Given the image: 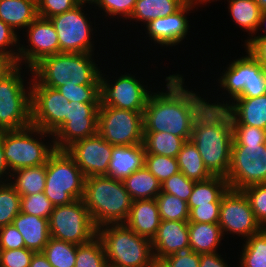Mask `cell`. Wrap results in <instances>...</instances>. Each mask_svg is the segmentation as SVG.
<instances>
[{
  "label": "cell",
  "mask_w": 266,
  "mask_h": 267,
  "mask_svg": "<svg viewBox=\"0 0 266 267\" xmlns=\"http://www.w3.org/2000/svg\"><path fill=\"white\" fill-rule=\"evenodd\" d=\"M168 94L148 98L143 111V132H167L190 140L197 116L208 105L182 87V78L169 76Z\"/></svg>",
  "instance_id": "6da1fadb"
},
{
  "label": "cell",
  "mask_w": 266,
  "mask_h": 267,
  "mask_svg": "<svg viewBox=\"0 0 266 267\" xmlns=\"http://www.w3.org/2000/svg\"><path fill=\"white\" fill-rule=\"evenodd\" d=\"M190 140L212 176L226 178L231 163V115L222 105L208 104L193 124Z\"/></svg>",
  "instance_id": "7a4b0ae2"
},
{
  "label": "cell",
  "mask_w": 266,
  "mask_h": 267,
  "mask_svg": "<svg viewBox=\"0 0 266 267\" xmlns=\"http://www.w3.org/2000/svg\"><path fill=\"white\" fill-rule=\"evenodd\" d=\"M83 200L98 229L105 223L127 220L133 201L122 180L105 175L85 178Z\"/></svg>",
  "instance_id": "3957f363"
},
{
  "label": "cell",
  "mask_w": 266,
  "mask_h": 267,
  "mask_svg": "<svg viewBox=\"0 0 266 267\" xmlns=\"http://www.w3.org/2000/svg\"><path fill=\"white\" fill-rule=\"evenodd\" d=\"M89 53L61 52L42 58L31 69L43 86L57 89L61 85H100V74Z\"/></svg>",
  "instance_id": "277c9868"
},
{
  "label": "cell",
  "mask_w": 266,
  "mask_h": 267,
  "mask_svg": "<svg viewBox=\"0 0 266 267\" xmlns=\"http://www.w3.org/2000/svg\"><path fill=\"white\" fill-rule=\"evenodd\" d=\"M85 176L66 150H56L46 162L44 194L54 206L83 199Z\"/></svg>",
  "instance_id": "5b68a950"
},
{
  "label": "cell",
  "mask_w": 266,
  "mask_h": 267,
  "mask_svg": "<svg viewBox=\"0 0 266 267\" xmlns=\"http://www.w3.org/2000/svg\"><path fill=\"white\" fill-rule=\"evenodd\" d=\"M107 260L113 267H149L155 260L150 256L151 240L138 235L123 224L105 229L98 234Z\"/></svg>",
  "instance_id": "8992f818"
},
{
  "label": "cell",
  "mask_w": 266,
  "mask_h": 267,
  "mask_svg": "<svg viewBox=\"0 0 266 267\" xmlns=\"http://www.w3.org/2000/svg\"><path fill=\"white\" fill-rule=\"evenodd\" d=\"M49 231L52 238L81 245L98 236L100 230L84 200L78 199L67 205L54 206L49 218Z\"/></svg>",
  "instance_id": "52a82bcc"
},
{
  "label": "cell",
  "mask_w": 266,
  "mask_h": 267,
  "mask_svg": "<svg viewBox=\"0 0 266 267\" xmlns=\"http://www.w3.org/2000/svg\"><path fill=\"white\" fill-rule=\"evenodd\" d=\"M229 188L242 190L266 183L264 144H232L231 163L226 176Z\"/></svg>",
  "instance_id": "ba28073f"
},
{
  "label": "cell",
  "mask_w": 266,
  "mask_h": 267,
  "mask_svg": "<svg viewBox=\"0 0 266 267\" xmlns=\"http://www.w3.org/2000/svg\"><path fill=\"white\" fill-rule=\"evenodd\" d=\"M18 70L16 65L0 80V131L19 130L32 125L31 95L26 97Z\"/></svg>",
  "instance_id": "9c48e42d"
},
{
  "label": "cell",
  "mask_w": 266,
  "mask_h": 267,
  "mask_svg": "<svg viewBox=\"0 0 266 267\" xmlns=\"http://www.w3.org/2000/svg\"><path fill=\"white\" fill-rule=\"evenodd\" d=\"M97 132L112 146L143 142V112L100 106Z\"/></svg>",
  "instance_id": "30bf717a"
},
{
  "label": "cell",
  "mask_w": 266,
  "mask_h": 267,
  "mask_svg": "<svg viewBox=\"0 0 266 267\" xmlns=\"http://www.w3.org/2000/svg\"><path fill=\"white\" fill-rule=\"evenodd\" d=\"M49 133L36 126H29L19 130L3 131V151L7 166L12 170L23 167H35L45 165L49 156L55 151V147L47 149L38 141H35L24 131Z\"/></svg>",
  "instance_id": "8fae6325"
},
{
  "label": "cell",
  "mask_w": 266,
  "mask_h": 267,
  "mask_svg": "<svg viewBox=\"0 0 266 267\" xmlns=\"http://www.w3.org/2000/svg\"><path fill=\"white\" fill-rule=\"evenodd\" d=\"M31 95V122L33 126L55 133L65 121L69 101L57 90L35 84Z\"/></svg>",
  "instance_id": "7c38bea8"
},
{
  "label": "cell",
  "mask_w": 266,
  "mask_h": 267,
  "mask_svg": "<svg viewBox=\"0 0 266 267\" xmlns=\"http://www.w3.org/2000/svg\"><path fill=\"white\" fill-rule=\"evenodd\" d=\"M222 79L232 97L254 98L266 94V71L249 54L234 61Z\"/></svg>",
  "instance_id": "4fadbf2b"
},
{
  "label": "cell",
  "mask_w": 266,
  "mask_h": 267,
  "mask_svg": "<svg viewBox=\"0 0 266 267\" xmlns=\"http://www.w3.org/2000/svg\"><path fill=\"white\" fill-rule=\"evenodd\" d=\"M218 224L221 231L228 229L248 237L263 230L244 192L231 188L222 196Z\"/></svg>",
  "instance_id": "5bb4252c"
},
{
  "label": "cell",
  "mask_w": 266,
  "mask_h": 267,
  "mask_svg": "<svg viewBox=\"0 0 266 267\" xmlns=\"http://www.w3.org/2000/svg\"><path fill=\"white\" fill-rule=\"evenodd\" d=\"M100 103L69 102L67 121L55 132L66 143L54 144L56 150H66L67 146L97 133Z\"/></svg>",
  "instance_id": "9a60e30c"
},
{
  "label": "cell",
  "mask_w": 266,
  "mask_h": 267,
  "mask_svg": "<svg viewBox=\"0 0 266 267\" xmlns=\"http://www.w3.org/2000/svg\"><path fill=\"white\" fill-rule=\"evenodd\" d=\"M67 153L74 159L85 177L107 175L112 154V145L97 132L67 147Z\"/></svg>",
  "instance_id": "2e32d148"
},
{
  "label": "cell",
  "mask_w": 266,
  "mask_h": 267,
  "mask_svg": "<svg viewBox=\"0 0 266 267\" xmlns=\"http://www.w3.org/2000/svg\"><path fill=\"white\" fill-rule=\"evenodd\" d=\"M81 4L70 11L49 18L57 32L60 53H89L91 51L90 25L81 13L79 8Z\"/></svg>",
  "instance_id": "e0dca14e"
},
{
  "label": "cell",
  "mask_w": 266,
  "mask_h": 267,
  "mask_svg": "<svg viewBox=\"0 0 266 267\" xmlns=\"http://www.w3.org/2000/svg\"><path fill=\"white\" fill-rule=\"evenodd\" d=\"M149 94L134 78L122 76L112 88L100 77V106L143 112Z\"/></svg>",
  "instance_id": "ac0fdd59"
},
{
  "label": "cell",
  "mask_w": 266,
  "mask_h": 267,
  "mask_svg": "<svg viewBox=\"0 0 266 267\" xmlns=\"http://www.w3.org/2000/svg\"><path fill=\"white\" fill-rule=\"evenodd\" d=\"M151 245L155 246L158 252L153 255L156 260L189 250L188 221L161 220L157 233L151 240Z\"/></svg>",
  "instance_id": "d6986e66"
},
{
  "label": "cell",
  "mask_w": 266,
  "mask_h": 267,
  "mask_svg": "<svg viewBox=\"0 0 266 267\" xmlns=\"http://www.w3.org/2000/svg\"><path fill=\"white\" fill-rule=\"evenodd\" d=\"M28 27H30L29 39L31 40L34 48L33 50L28 49V51L22 52L30 63L29 67L32 68L46 56L60 53L57 32L50 19L38 16L32 23L29 24Z\"/></svg>",
  "instance_id": "ffe728a7"
},
{
  "label": "cell",
  "mask_w": 266,
  "mask_h": 267,
  "mask_svg": "<svg viewBox=\"0 0 266 267\" xmlns=\"http://www.w3.org/2000/svg\"><path fill=\"white\" fill-rule=\"evenodd\" d=\"M145 149L142 144L112 146L107 177L124 180L145 166Z\"/></svg>",
  "instance_id": "44dd1931"
},
{
  "label": "cell",
  "mask_w": 266,
  "mask_h": 267,
  "mask_svg": "<svg viewBox=\"0 0 266 267\" xmlns=\"http://www.w3.org/2000/svg\"><path fill=\"white\" fill-rule=\"evenodd\" d=\"M127 222L129 229L152 240L161 222L156 199L133 200Z\"/></svg>",
  "instance_id": "7402d4cb"
},
{
  "label": "cell",
  "mask_w": 266,
  "mask_h": 267,
  "mask_svg": "<svg viewBox=\"0 0 266 267\" xmlns=\"http://www.w3.org/2000/svg\"><path fill=\"white\" fill-rule=\"evenodd\" d=\"M191 4H184L174 14L158 17L149 23V34L161 44H174L182 40L187 32V20L183 13L190 8Z\"/></svg>",
  "instance_id": "603a6c76"
},
{
  "label": "cell",
  "mask_w": 266,
  "mask_h": 267,
  "mask_svg": "<svg viewBox=\"0 0 266 267\" xmlns=\"http://www.w3.org/2000/svg\"><path fill=\"white\" fill-rule=\"evenodd\" d=\"M12 224L23 236L27 249L42 252L50 239L49 219L19 212Z\"/></svg>",
  "instance_id": "cb8c5ba5"
},
{
  "label": "cell",
  "mask_w": 266,
  "mask_h": 267,
  "mask_svg": "<svg viewBox=\"0 0 266 267\" xmlns=\"http://www.w3.org/2000/svg\"><path fill=\"white\" fill-rule=\"evenodd\" d=\"M238 104L226 106L232 126H253L266 130V94L254 98H236ZM235 115L240 118L237 119Z\"/></svg>",
  "instance_id": "d4e9b609"
},
{
  "label": "cell",
  "mask_w": 266,
  "mask_h": 267,
  "mask_svg": "<svg viewBox=\"0 0 266 267\" xmlns=\"http://www.w3.org/2000/svg\"><path fill=\"white\" fill-rule=\"evenodd\" d=\"M37 17L36 0H0V20L12 29L29 26Z\"/></svg>",
  "instance_id": "484cf974"
},
{
  "label": "cell",
  "mask_w": 266,
  "mask_h": 267,
  "mask_svg": "<svg viewBox=\"0 0 266 267\" xmlns=\"http://www.w3.org/2000/svg\"><path fill=\"white\" fill-rule=\"evenodd\" d=\"M190 250L196 253H214L222 236L218 223L188 222Z\"/></svg>",
  "instance_id": "4316f807"
},
{
  "label": "cell",
  "mask_w": 266,
  "mask_h": 267,
  "mask_svg": "<svg viewBox=\"0 0 266 267\" xmlns=\"http://www.w3.org/2000/svg\"><path fill=\"white\" fill-rule=\"evenodd\" d=\"M123 183L132 200L155 199L161 192V183L146 166L133 172Z\"/></svg>",
  "instance_id": "83f0119b"
},
{
  "label": "cell",
  "mask_w": 266,
  "mask_h": 267,
  "mask_svg": "<svg viewBox=\"0 0 266 267\" xmlns=\"http://www.w3.org/2000/svg\"><path fill=\"white\" fill-rule=\"evenodd\" d=\"M228 188L229 185L226 178L221 176H211L206 180L195 182L187 202L189 211L194 207L208 204L209 202H221L222 196Z\"/></svg>",
  "instance_id": "f1b7e54d"
},
{
  "label": "cell",
  "mask_w": 266,
  "mask_h": 267,
  "mask_svg": "<svg viewBox=\"0 0 266 267\" xmlns=\"http://www.w3.org/2000/svg\"><path fill=\"white\" fill-rule=\"evenodd\" d=\"M179 171L189 180L203 181L212 175L206 169L197 147L191 140L186 141L177 156Z\"/></svg>",
  "instance_id": "f546056e"
},
{
  "label": "cell",
  "mask_w": 266,
  "mask_h": 267,
  "mask_svg": "<svg viewBox=\"0 0 266 267\" xmlns=\"http://www.w3.org/2000/svg\"><path fill=\"white\" fill-rule=\"evenodd\" d=\"M185 142L182 137L167 132H143L142 143L146 154L177 158Z\"/></svg>",
  "instance_id": "4dcf8cb0"
},
{
  "label": "cell",
  "mask_w": 266,
  "mask_h": 267,
  "mask_svg": "<svg viewBox=\"0 0 266 267\" xmlns=\"http://www.w3.org/2000/svg\"><path fill=\"white\" fill-rule=\"evenodd\" d=\"M184 4L181 0H137L131 17L149 23L158 17L174 14Z\"/></svg>",
  "instance_id": "1f68e13d"
},
{
  "label": "cell",
  "mask_w": 266,
  "mask_h": 267,
  "mask_svg": "<svg viewBox=\"0 0 266 267\" xmlns=\"http://www.w3.org/2000/svg\"><path fill=\"white\" fill-rule=\"evenodd\" d=\"M19 174L12 186L20 196L44 192L46 183V164L35 167H23L15 170Z\"/></svg>",
  "instance_id": "d6a6232c"
},
{
  "label": "cell",
  "mask_w": 266,
  "mask_h": 267,
  "mask_svg": "<svg viewBox=\"0 0 266 267\" xmlns=\"http://www.w3.org/2000/svg\"><path fill=\"white\" fill-rule=\"evenodd\" d=\"M77 245L50 237L42 250L52 267H75Z\"/></svg>",
  "instance_id": "836d02e7"
},
{
  "label": "cell",
  "mask_w": 266,
  "mask_h": 267,
  "mask_svg": "<svg viewBox=\"0 0 266 267\" xmlns=\"http://www.w3.org/2000/svg\"><path fill=\"white\" fill-rule=\"evenodd\" d=\"M161 220L188 221V203L175 195L160 192L155 198Z\"/></svg>",
  "instance_id": "e575fe53"
},
{
  "label": "cell",
  "mask_w": 266,
  "mask_h": 267,
  "mask_svg": "<svg viewBox=\"0 0 266 267\" xmlns=\"http://www.w3.org/2000/svg\"><path fill=\"white\" fill-rule=\"evenodd\" d=\"M230 10L239 25L251 31L257 29L261 10L254 0H231Z\"/></svg>",
  "instance_id": "d590c367"
},
{
  "label": "cell",
  "mask_w": 266,
  "mask_h": 267,
  "mask_svg": "<svg viewBox=\"0 0 266 267\" xmlns=\"http://www.w3.org/2000/svg\"><path fill=\"white\" fill-rule=\"evenodd\" d=\"M106 259L100 239L77 245L75 267H107Z\"/></svg>",
  "instance_id": "8d00e7d4"
},
{
  "label": "cell",
  "mask_w": 266,
  "mask_h": 267,
  "mask_svg": "<svg viewBox=\"0 0 266 267\" xmlns=\"http://www.w3.org/2000/svg\"><path fill=\"white\" fill-rule=\"evenodd\" d=\"M248 239L242 256V267H266V228Z\"/></svg>",
  "instance_id": "74e56055"
},
{
  "label": "cell",
  "mask_w": 266,
  "mask_h": 267,
  "mask_svg": "<svg viewBox=\"0 0 266 267\" xmlns=\"http://www.w3.org/2000/svg\"><path fill=\"white\" fill-rule=\"evenodd\" d=\"M21 196L12 185L0 186V228L10 225L20 212Z\"/></svg>",
  "instance_id": "f35d334b"
},
{
  "label": "cell",
  "mask_w": 266,
  "mask_h": 267,
  "mask_svg": "<svg viewBox=\"0 0 266 267\" xmlns=\"http://www.w3.org/2000/svg\"><path fill=\"white\" fill-rule=\"evenodd\" d=\"M145 166L160 183L179 172L177 158L164 155L146 154Z\"/></svg>",
  "instance_id": "ab89813d"
},
{
  "label": "cell",
  "mask_w": 266,
  "mask_h": 267,
  "mask_svg": "<svg viewBox=\"0 0 266 267\" xmlns=\"http://www.w3.org/2000/svg\"><path fill=\"white\" fill-rule=\"evenodd\" d=\"M57 90L69 102L100 103V85H61Z\"/></svg>",
  "instance_id": "60d3db41"
},
{
  "label": "cell",
  "mask_w": 266,
  "mask_h": 267,
  "mask_svg": "<svg viewBox=\"0 0 266 267\" xmlns=\"http://www.w3.org/2000/svg\"><path fill=\"white\" fill-rule=\"evenodd\" d=\"M53 208L54 205L43 192L21 196L20 212L49 219Z\"/></svg>",
  "instance_id": "b9f144b4"
},
{
  "label": "cell",
  "mask_w": 266,
  "mask_h": 267,
  "mask_svg": "<svg viewBox=\"0 0 266 267\" xmlns=\"http://www.w3.org/2000/svg\"><path fill=\"white\" fill-rule=\"evenodd\" d=\"M195 181L189 180L182 172H178L161 183V192L179 197L188 202Z\"/></svg>",
  "instance_id": "7bdbcfd3"
},
{
  "label": "cell",
  "mask_w": 266,
  "mask_h": 267,
  "mask_svg": "<svg viewBox=\"0 0 266 267\" xmlns=\"http://www.w3.org/2000/svg\"><path fill=\"white\" fill-rule=\"evenodd\" d=\"M246 195L256 220L262 224L266 222V183L252 185L242 189Z\"/></svg>",
  "instance_id": "ee69618b"
},
{
  "label": "cell",
  "mask_w": 266,
  "mask_h": 267,
  "mask_svg": "<svg viewBox=\"0 0 266 267\" xmlns=\"http://www.w3.org/2000/svg\"><path fill=\"white\" fill-rule=\"evenodd\" d=\"M80 3L79 0H37V13L39 17L49 19L72 10Z\"/></svg>",
  "instance_id": "f6af8a7d"
},
{
  "label": "cell",
  "mask_w": 266,
  "mask_h": 267,
  "mask_svg": "<svg viewBox=\"0 0 266 267\" xmlns=\"http://www.w3.org/2000/svg\"><path fill=\"white\" fill-rule=\"evenodd\" d=\"M232 144H264L266 130L253 126H232Z\"/></svg>",
  "instance_id": "bcb514c9"
},
{
  "label": "cell",
  "mask_w": 266,
  "mask_h": 267,
  "mask_svg": "<svg viewBox=\"0 0 266 267\" xmlns=\"http://www.w3.org/2000/svg\"><path fill=\"white\" fill-rule=\"evenodd\" d=\"M34 253L26 247L0 250V267H29Z\"/></svg>",
  "instance_id": "7dc6e473"
},
{
  "label": "cell",
  "mask_w": 266,
  "mask_h": 267,
  "mask_svg": "<svg viewBox=\"0 0 266 267\" xmlns=\"http://www.w3.org/2000/svg\"><path fill=\"white\" fill-rule=\"evenodd\" d=\"M221 202H209L189 211L188 222L218 223Z\"/></svg>",
  "instance_id": "c3c4849f"
},
{
  "label": "cell",
  "mask_w": 266,
  "mask_h": 267,
  "mask_svg": "<svg viewBox=\"0 0 266 267\" xmlns=\"http://www.w3.org/2000/svg\"><path fill=\"white\" fill-rule=\"evenodd\" d=\"M25 248V242L21 233L13 225L0 228V250Z\"/></svg>",
  "instance_id": "681fc988"
},
{
  "label": "cell",
  "mask_w": 266,
  "mask_h": 267,
  "mask_svg": "<svg viewBox=\"0 0 266 267\" xmlns=\"http://www.w3.org/2000/svg\"><path fill=\"white\" fill-rule=\"evenodd\" d=\"M162 261L168 267H199L200 254L189 249L167 256Z\"/></svg>",
  "instance_id": "f907efd6"
},
{
  "label": "cell",
  "mask_w": 266,
  "mask_h": 267,
  "mask_svg": "<svg viewBox=\"0 0 266 267\" xmlns=\"http://www.w3.org/2000/svg\"><path fill=\"white\" fill-rule=\"evenodd\" d=\"M137 0H95L97 4L102 5L105 11L110 14L123 13L131 16Z\"/></svg>",
  "instance_id": "816d5d0a"
},
{
  "label": "cell",
  "mask_w": 266,
  "mask_h": 267,
  "mask_svg": "<svg viewBox=\"0 0 266 267\" xmlns=\"http://www.w3.org/2000/svg\"><path fill=\"white\" fill-rule=\"evenodd\" d=\"M248 53L266 71V38L257 37L247 43Z\"/></svg>",
  "instance_id": "f5cc1de1"
},
{
  "label": "cell",
  "mask_w": 266,
  "mask_h": 267,
  "mask_svg": "<svg viewBox=\"0 0 266 267\" xmlns=\"http://www.w3.org/2000/svg\"><path fill=\"white\" fill-rule=\"evenodd\" d=\"M17 38L14 34L13 29L8 26L6 23H4L2 20H0V47L7 46L9 44H13V42L16 43ZM1 49V48H0ZM0 55L5 56L9 59H11L16 65L17 61L20 57L13 56L12 53L0 51Z\"/></svg>",
  "instance_id": "db71d44e"
},
{
  "label": "cell",
  "mask_w": 266,
  "mask_h": 267,
  "mask_svg": "<svg viewBox=\"0 0 266 267\" xmlns=\"http://www.w3.org/2000/svg\"><path fill=\"white\" fill-rule=\"evenodd\" d=\"M199 267H227L216 253H201Z\"/></svg>",
  "instance_id": "11a10c76"
},
{
  "label": "cell",
  "mask_w": 266,
  "mask_h": 267,
  "mask_svg": "<svg viewBox=\"0 0 266 267\" xmlns=\"http://www.w3.org/2000/svg\"><path fill=\"white\" fill-rule=\"evenodd\" d=\"M16 64L9 58L0 55V80L3 79Z\"/></svg>",
  "instance_id": "9f6ffc18"
},
{
  "label": "cell",
  "mask_w": 266,
  "mask_h": 267,
  "mask_svg": "<svg viewBox=\"0 0 266 267\" xmlns=\"http://www.w3.org/2000/svg\"><path fill=\"white\" fill-rule=\"evenodd\" d=\"M29 267H52L42 252H36L32 256Z\"/></svg>",
  "instance_id": "6f0895ef"
},
{
  "label": "cell",
  "mask_w": 266,
  "mask_h": 267,
  "mask_svg": "<svg viewBox=\"0 0 266 267\" xmlns=\"http://www.w3.org/2000/svg\"><path fill=\"white\" fill-rule=\"evenodd\" d=\"M7 161L3 151V131H0V175L7 169Z\"/></svg>",
  "instance_id": "680465c9"
},
{
  "label": "cell",
  "mask_w": 266,
  "mask_h": 267,
  "mask_svg": "<svg viewBox=\"0 0 266 267\" xmlns=\"http://www.w3.org/2000/svg\"><path fill=\"white\" fill-rule=\"evenodd\" d=\"M149 267H168L162 260H154Z\"/></svg>",
  "instance_id": "91938a15"
},
{
  "label": "cell",
  "mask_w": 266,
  "mask_h": 267,
  "mask_svg": "<svg viewBox=\"0 0 266 267\" xmlns=\"http://www.w3.org/2000/svg\"><path fill=\"white\" fill-rule=\"evenodd\" d=\"M260 7L261 11H266V0H254Z\"/></svg>",
  "instance_id": "94428289"
},
{
  "label": "cell",
  "mask_w": 266,
  "mask_h": 267,
  "mask_svg": "<svg viewBox=\"0 0 266 267\" xmlns=\"http://www.w3.org/2000/svg\"><path fill=\"white\" fill-rule=\"evenodd\" d=\"M265 20H266V11H261L260 20H259V25H260L261 23H263ZM261 37H265V38H266V35L261 36Z\"/></svg>",
  "instance_id": "6125c7cd"
},
{
  "label": "cell",
  "mask_w": 266,
  "mask_h": 267,
  "mask_svg": "<svg viewBox=\"0 0 266 267\" xmlns=\"http://www.w3.org/2000/svg\"><path fill=\"white\" fill-rule=\"evenodd\" d=\"M181 1H183L185 4H191L193 0H181Z\"/></svg>",
  "instance_id": "be15d7a7"
},
{
  "label": "cell",
  "mask_w": 266,
  "mask_h": 267,
  "mask_svg": "<svg viewBox=\"0 0 266 267\" xmlns=\"http://www.w3.org/2000/svg\"><path fill=\"white\" fill-rule=\"evenodd\" d=\"M81 3H84L85 1H95V0H79Z\"/></svg>",
  "instance_id": "e7e4bbea"
}]
</instances>
